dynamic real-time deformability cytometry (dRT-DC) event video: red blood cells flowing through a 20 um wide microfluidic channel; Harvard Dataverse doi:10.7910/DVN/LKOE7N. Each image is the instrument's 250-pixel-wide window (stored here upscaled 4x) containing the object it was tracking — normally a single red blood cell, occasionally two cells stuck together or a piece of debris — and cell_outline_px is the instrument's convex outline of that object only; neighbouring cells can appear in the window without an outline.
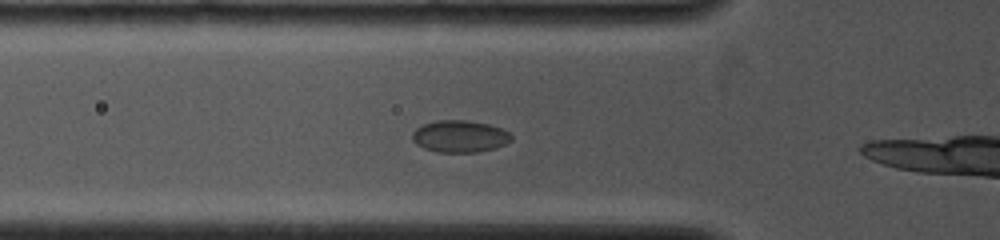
{"species": "common noctule bat (a hibernating species)", "species_latin": "Nyctalus noctula", "temperature_condition": "cold", "stored_images_in_passage": 13, "camera_frame_rate_fps": 4000, "um_per_image_px": 0.085, "animal": {"sex": "female", "body_mass_g": 19.0, "forearm_length_mm": 53.3}, "frame": {"image": 1, "passage_image": 8, "time_ms": 2.0, "image_size_px": [1000, 240], "cell_outline_px": [[512, 140], [496, 148], [480, 152], [436, 152], [424, 148], [416, 144], [412, 140], [412, 132], [416, 128], [424, 124], [436, 120], [468, 120], [488, 124], [500, 128], [508, 132], [512, 136]], "centroid_in_image_um": [39.07, 11.59], "position_along_channel_um": 86.7, "area_um2": 18.55}}
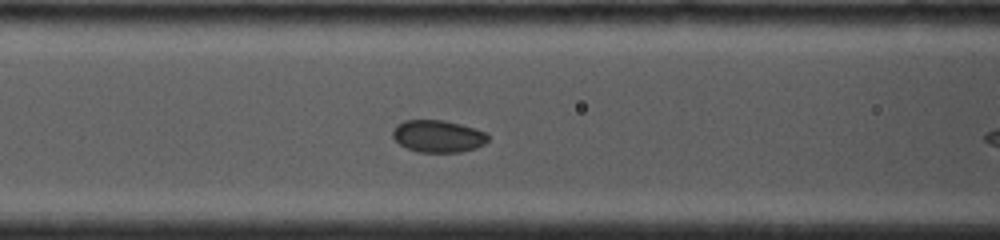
{"frame": {"image": 2, "passage_image": 11, "time_ms": 3.0, "image_size_px": [1000, 240], "cell_outline_px": [[488, 140], [484, 144], [476, 148], [460, 152], [420, 152], [408, 148], [400, 144], [392, 136], [392, 132], [396, 124], [404, 120], [444, 120], [476, 128], [488, 132]], "centroid_in_image_um": [37.25, 11.57], "position_along_channel_um": 129.3, "area_um2": 17.98}}